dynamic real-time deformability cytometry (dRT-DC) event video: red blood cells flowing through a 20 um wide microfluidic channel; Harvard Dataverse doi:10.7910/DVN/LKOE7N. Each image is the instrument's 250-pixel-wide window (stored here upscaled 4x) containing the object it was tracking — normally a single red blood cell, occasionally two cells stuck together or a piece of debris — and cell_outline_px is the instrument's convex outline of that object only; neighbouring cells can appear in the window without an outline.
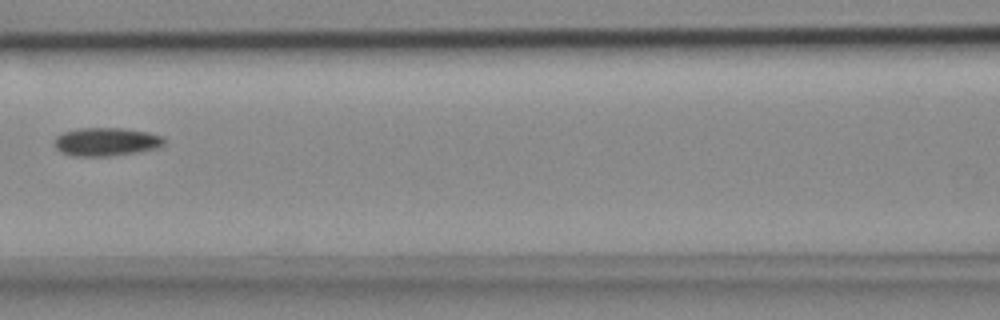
{"species": "common noctule bat (a hibernating species)", "species_latin": "Nyctalus noctula", "temperature_condition": "cold", "stored_images_in_passage": 6, "camera_frame_rate_fps": 3000, "um_per_image_px": 0.085, "animal": {"sex": "female", "body_mass_g": 18.4}, "frame": {"image": 1, "passage_image": 3, "time_ms": 0.667, "image_size_px": [1000, 320], "cell_outline_px": [[164, 144], [156, 148], [136, 152], [108, 156], [72, 156], [56, 148], [56, 136], [64, 132], [80, 128], [124, 128], [148, 132], [160, 136], [164, 140]], "centroid_in_image_um": [9.03, 12.04], "position_along_channel_um": 157.6, "area_um2": 17.8}}
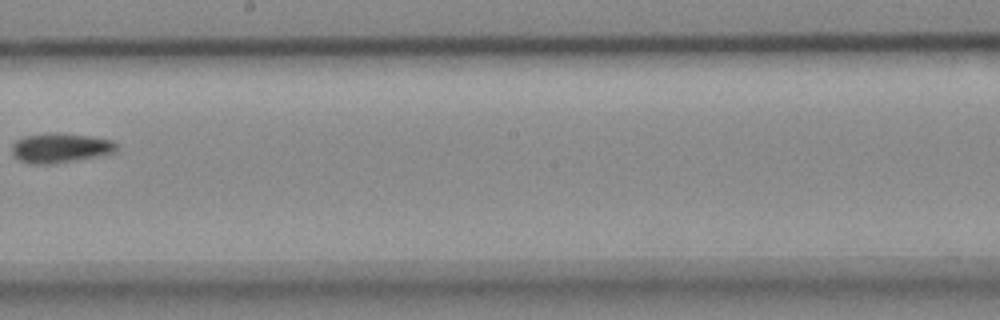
{"frame": {"image": 2, "passage_image": 5, "time_ms": 1.333, "image_size_px": [1000, 320], "cell_outline_px": [[116, 148], [112, 152], [52, 164], [28, 164], [12, 156], [12, 144], [16, 140], [24, 136], [52, 132], [60, 132], [92, 136], [112, 140], [116, 144]], "centroid_in_image_um": [5.03, 12.55], "position_along_channel_um": 243.2, "area_um2": 17.92}}
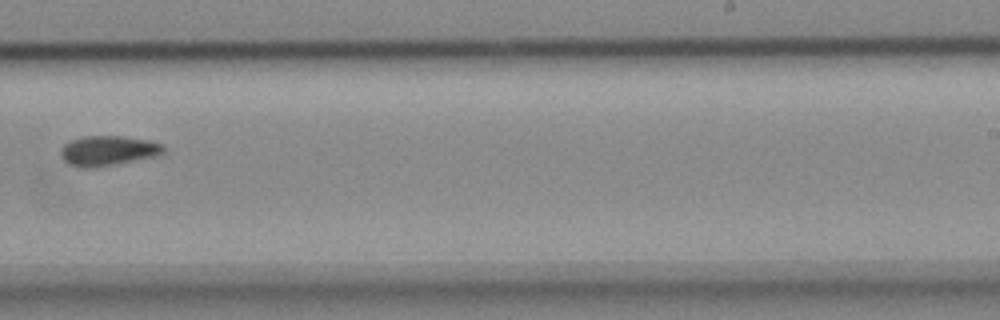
{"frame": {"image": 3, "passage_image": 6, "time_ms": 1.667, "image_size_px": [1000, 320], "cell_outline_px": [[168, 148], [164, 152], [156, 156], [96, 168], [80, 168], [68, 164], [60, 156], [60, 148], [64, 144], [72, 140], [84, 136], [124, 136], [148, 140], [164, 144]], "centroid_in_image_um": [9.19, 12.81], "position_along_channel_um": 279.8, "area_um2": 18.26}}